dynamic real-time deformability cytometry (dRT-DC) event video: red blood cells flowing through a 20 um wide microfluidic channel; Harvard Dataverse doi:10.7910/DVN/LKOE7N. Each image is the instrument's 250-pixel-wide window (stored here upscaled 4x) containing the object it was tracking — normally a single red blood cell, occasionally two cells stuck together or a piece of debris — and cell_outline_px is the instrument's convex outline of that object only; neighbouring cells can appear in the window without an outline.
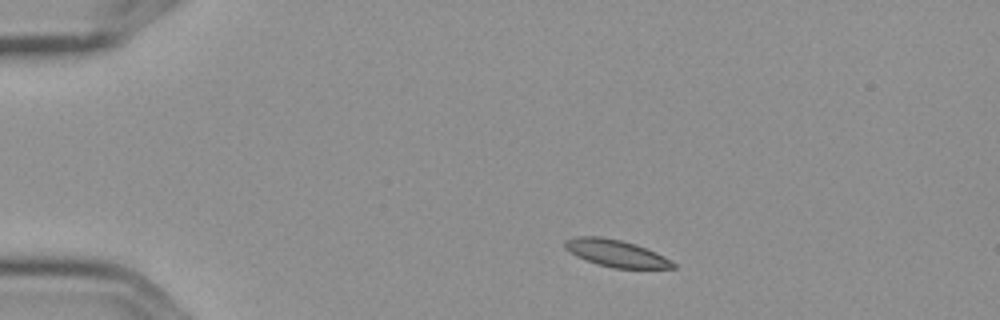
{"species": "Egyptian fruit bat (a non-hibernating species)", "species_latin": "Rousettus aegyptiacus", "temperature_condition": "cold", "stored_images_in_passage": 5, "camera_frame_rate_fps": 3000, "um_per_image_px": 0.085, "frame": {"image": 1, "passage_image": 1, "time_ms": 0.0, "image_size_px": [1000, 320], "cell_outline_px": [[676, 268], [612, 268], [576, 256], [564, 248], [564, 240], [576, 236], [600, 236], [620, 240], [636, 244], [656, 252], [664, 256], [676, 264]], "centroid_in_image_um": [52.35, 21.51], "position_along_channel_um": 32.6, "area_um2": 16.94}}
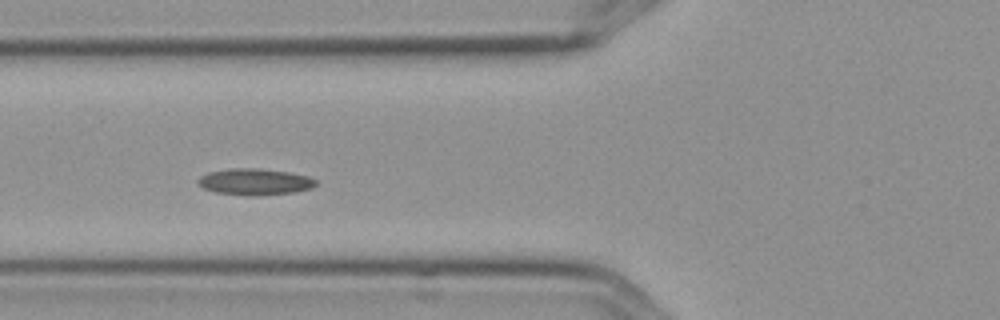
{"frame": {"image": 2, "passage_image": 4, "time_ms": 1.0, "image_size_px": [1000, 320], "cell_outline_px": [[316, 184], [312, 188], [296, 192], [260, 196], [244, 196], [216, 192], [204, 188], [196, 184], [196, 180], [200, 176], [208, 172], [232, 168], [260, 168], [288, 172], [308, 176], [316, 180]], "centroid_in_image_um": [21.64, 15.46], "position_along_channel_um": 104.2, "area_um2": 18.44}}
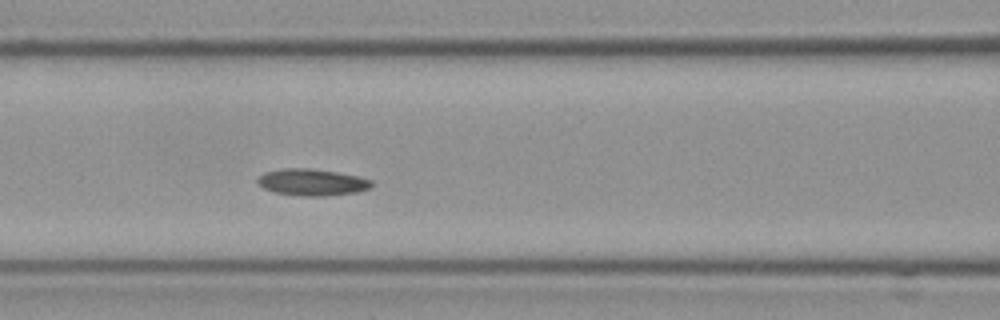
{"frame": {"image": 3, "passage_image": 5, "time_ms": 1.333, "image_size_px": [1000, 320], "cell_outline_px": [[372, 184], [368, 188], [356, 192], [328, 196], [304, 196], [276, 192], [264, 188], [256, 180], [264, 172], [284, 168], [308, 168], [336, 172], [356, 176], [372, 180]], "centroid_in_image_um": [26.51, 15.49], "position_along_channel_um": 140.1, "area_um2": 17.46}}